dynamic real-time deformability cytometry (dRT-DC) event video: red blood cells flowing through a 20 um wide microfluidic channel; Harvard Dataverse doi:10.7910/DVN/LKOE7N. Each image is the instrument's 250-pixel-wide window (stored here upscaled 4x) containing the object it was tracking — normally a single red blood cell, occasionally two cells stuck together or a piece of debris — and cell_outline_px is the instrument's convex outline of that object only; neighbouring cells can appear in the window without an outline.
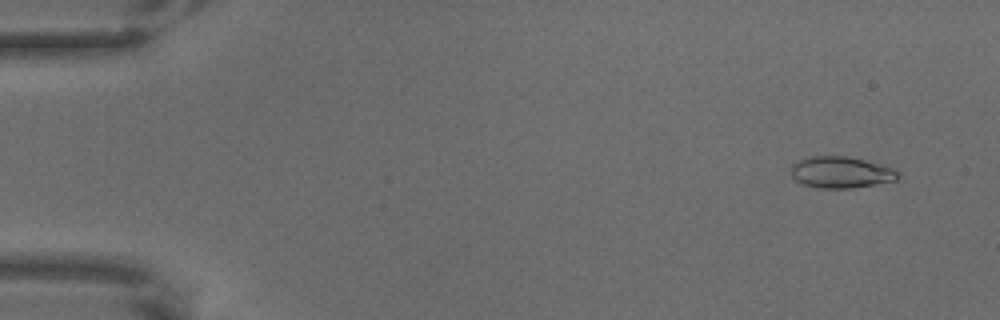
{"species": "common noctule bat (a hibernating species)", "species_latin": "Nyctalus noctula", "temperature_condition": "warm", "stored_images_in_passage": 66, "camera_frame_rate_fps": 3000, "um_per_image_px": 0.085, "animal": {"sex": "male", "body_mass_g": 18.8}, "frame": {"image": 1, "passage_image": 5, "time_ms": 1.333, "image_size_px": [1000, 320], "cell_outline_px": [[900, 176], [896, 180], [852, 188], [820, 188], [804, 184], [796, 180], [792, 176], [792, 164], [800, 160], [812, 156], [848, 156], [864, 160], [892, 168], [900, 172]], "centroid_in_image_um": [71.49, 14.64], "position_along_channel_um": 13.5, "area_um2": 19.36}}
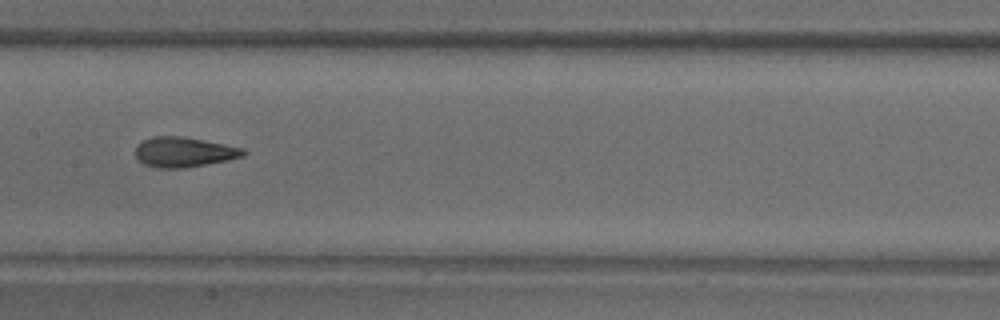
{"frame": {"image": 2, "passage_image": 34, "time_ms": 11.0, "image_size_px": [1000, 320], "cell_outline_px": [[248, 152], [244, 156], [228, 160], [184, 168], [156, 168], [144, 164], [136, 156], [136, 144], [152, 136], [184, 136], [244, 148]], "centroid_in_image_um": [15.65, 12.92], "position_along_channel_um": 191.8, "area_um2": 18.96}}
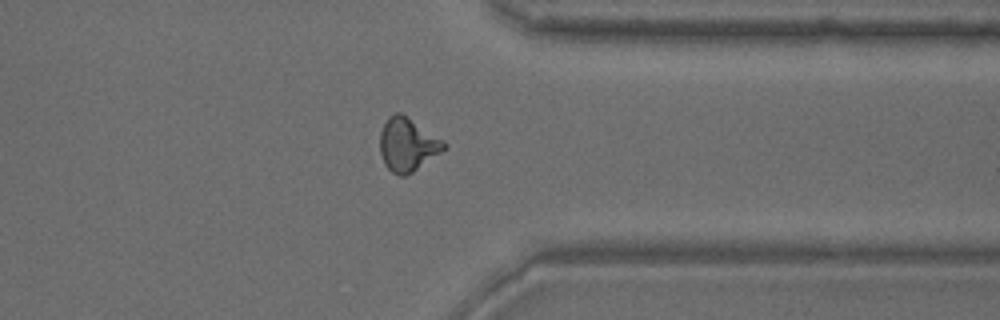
{"frame": {"image": 3, "passage_image": 52, "time_ms": 17.0, "image_size_px": [1000, 320], "cell_outline_px": [[448, 148], [412, 172], [404, 176], [400, 176], [392, 172], [384, 164], [380, 152], [380, 132], [388, 116], [396, 112], [400, 112], [444, 140], [448, 144]], "centroid_in_image_um": [34.66, 12.29], "position_along_channel_um": 376.7, "area_um2": 19.94}}